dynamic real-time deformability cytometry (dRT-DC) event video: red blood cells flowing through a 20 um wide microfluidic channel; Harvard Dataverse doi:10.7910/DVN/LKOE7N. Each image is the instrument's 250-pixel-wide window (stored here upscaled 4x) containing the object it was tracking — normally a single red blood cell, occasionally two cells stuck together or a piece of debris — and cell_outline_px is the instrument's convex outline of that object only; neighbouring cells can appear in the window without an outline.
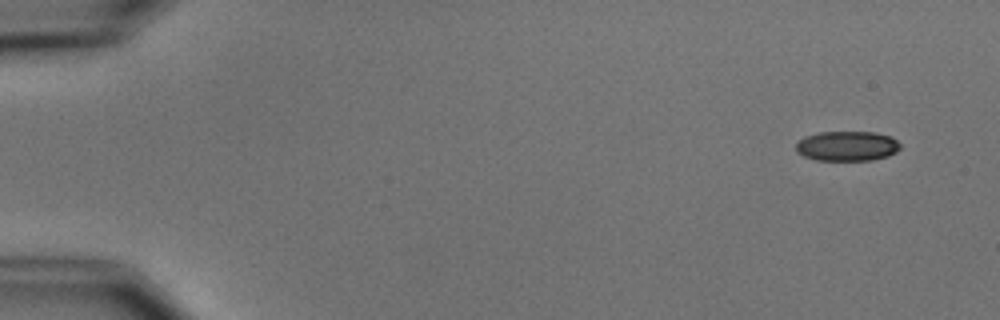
{"species": "common noctule bat (a hibernating species)", "species_latin": "Nyctalus noctula", "temperature_condition": "cold", "stored_images_in_passage": 6, "camera_frame_rate_fps": 3000, "um_per_image_px": 0.085, "animal": {"sex": "male", "body_mass_g": 15.6}, "frame": {"image": 1, "passage_image": 1, "time_ms": 0.0, "image_size_px": [1000, 320], "cell_outline_px": [[900, 148], [896, 152], [888, 156], [872, 160], [816, 160], [804, 156], [796, 152], [796, 144], [804, 136], [820, 132], [876, 132], [892, 136], [900, 144]], "centroid_in_image_um": [72.01, 12.41], "position_along_channel_um": 13.0, "area_um2": 18.26}}
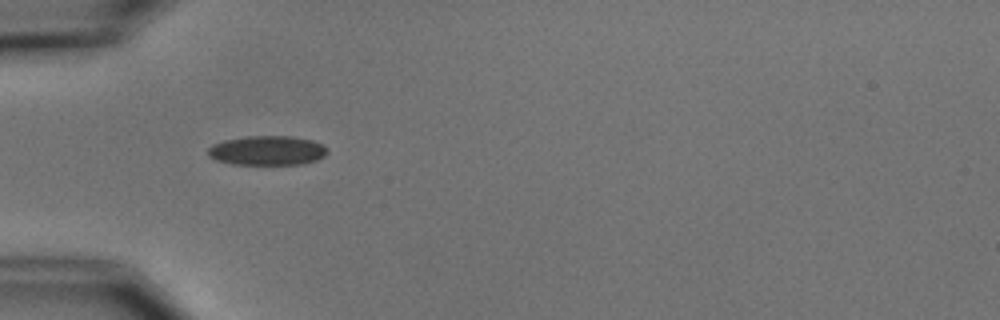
{"frame": {"image": 2, "passage_image": 5, "time_ms": 4.667, "image_size_px": [1000, 320], "cell_outline_px": [[328, 152], [324, 156], [316, 160], [304, 164], [232, 164], [216, 160], [208, 156], [208, 148], [212, 144], [224, 140], [248, 136], [292, 136], [312, 140], [324, 144], [328, 148]], "centroid_in_image_um": [22.74, 12.79], "position_along_channel_um": 62.3, "area_um2": 20.63}}